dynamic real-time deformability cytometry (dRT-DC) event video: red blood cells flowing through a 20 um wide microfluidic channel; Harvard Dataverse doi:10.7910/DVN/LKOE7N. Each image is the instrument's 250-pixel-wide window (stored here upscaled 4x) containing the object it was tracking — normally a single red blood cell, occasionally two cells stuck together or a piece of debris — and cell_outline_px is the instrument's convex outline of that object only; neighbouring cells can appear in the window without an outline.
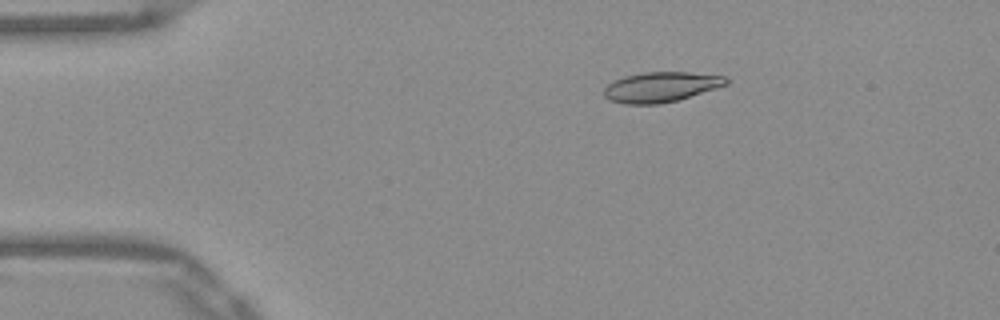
{"species": "Egyptian fruit bat (a non-hibernating species)", "species_latin": "Rousettus aegyptiacus", "temperature_condition": "warm", "stored_images_in_passage": 46, "camera_frame_rate_fps": 3000, "um_per_image_px": 0.085, "frame": {"image": 1, "passage_image": 4, "time_ms": 1.0, "image_size_px": [1000, 320], "cell_outline_px": [[728, 84], [716, 88], [676, 100], [660, 104], [624, 104], [608, 100], [604, 96], [604, 88], [612, 80], [624, 76], [644, 72], [688, 72], [724, 76], [728, 80]], "centroid_in_image_um": [56.12, 7.39], "position_along_channel_um": 28.9, "area_um2": 21.39}}
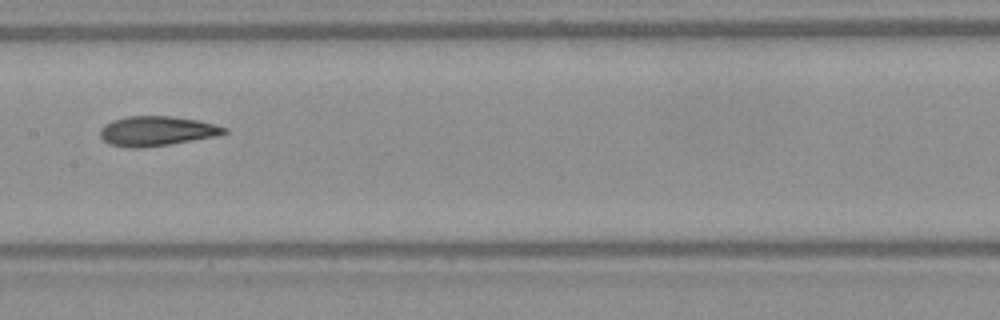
{"frame": {"image": 2, "passage_image": 21, "time_ms": 6.667, "image_size_px": [1000, 320], "cell_outline_px": [[228, 132], [216, 136], [168, 144], [140, 148], [132, 148], [108, 144], [100, 136], [100, 128], [104, 124], [112, 120], [128, 116], [172, 116], [196, 120], [228, 128]], "centroid_in_image_um": [13.28, 11.13], "position_along_channel_um": 194.1, "area_um2": 21.33}}
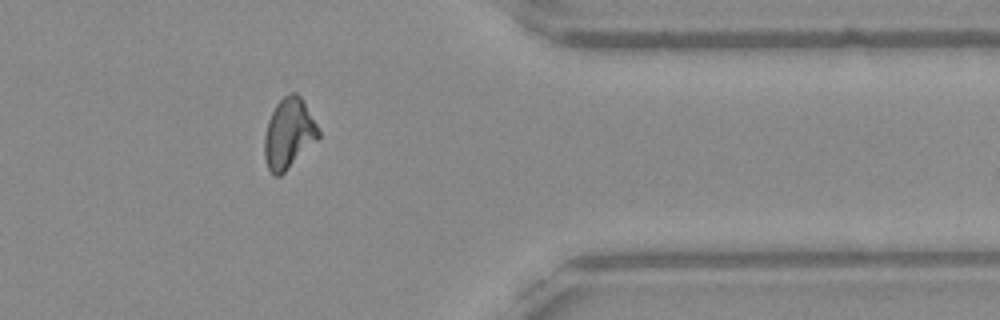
{"frame": {"image": 3, "passage_image": 37, "time_ms": 12.0, "image_size_px": [1000, 320], "cell_outline_px": [[320, 136], [280, 176], [272, 176], [268, 168], [264, 156], [264, 136], [268, 120], [276, 104], [288, 92], [296, 92], [304, 100], [320, 132]], "centroid_in_image_um": [24.52, 11.33], "position_along_channel_um": 386.9, "area_um2": 21.96}, "authors_computed_cell_mechanics": {"area_um2": 21.6172, "velocity_mm_per_s": 3.9331, "shape_relaxation_time_tau1_ms": null, "shape_relaxation_time_tau2_ms": 2.8492, "deformation_change_tau1": null, "deformation_change_tau2": 0.0947}}